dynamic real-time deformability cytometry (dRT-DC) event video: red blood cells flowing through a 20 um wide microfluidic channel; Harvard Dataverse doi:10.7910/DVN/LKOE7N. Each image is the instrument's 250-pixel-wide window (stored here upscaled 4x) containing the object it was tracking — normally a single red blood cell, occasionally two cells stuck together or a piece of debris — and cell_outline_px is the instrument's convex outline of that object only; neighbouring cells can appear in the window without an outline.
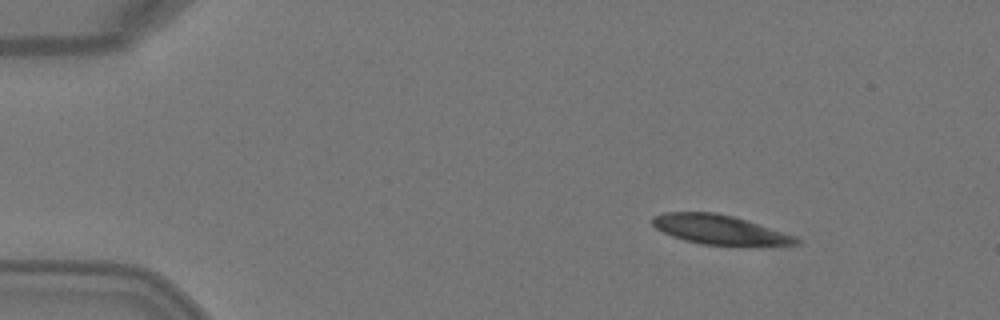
{"species": "Egyptian fruit bat (a non-hibernating species)", "species_latin": "Rousettus aegyptiacus", "temperature_condition": "warm", "stored_images_in_passage": 3, "camera_frame_rate_fps": 3000, "um_per_image_px": 0.085, "animal": {"sex": "female"}, "frame": {"image": 1, "passage_image": 1, "time_ms": 0.0, "image_size_px": [1000, 320], "cell_outline_px": [[800, 244], [760, 248], [740, 248], [700, 244], [684, 240], [672, 236], [656, 228], [652, 224], [652, 216], [664, 212], [716, 212], [732, 216], [796, 236], [800, 240]], "centroid_in_image_um": [61.26, 19.58], "position_along_channel_um": 23.7, "area_um2": 25.66}}
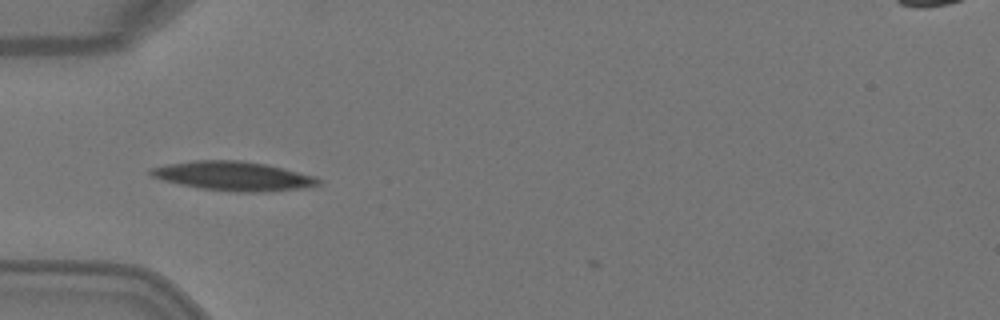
{"frame": {"image": 2, "passage_image": 3, "time_ms": 0.667, "image_size_px": [1000, 320], "cell_outline_px": [[324, 180], [320, 184], [308, 188], [264, 192], [236, 192], [200, 188], [180, 184], [164, 180], [152, 176], [148, 172], [148, 168], [164, 164], [192, 160], [240, 160], [268, 164], [316, 176]], "centroid_in_image_um": [19.88, 14.96], "position_along_channel_um": 65.1, "area_um2": 28.96}}